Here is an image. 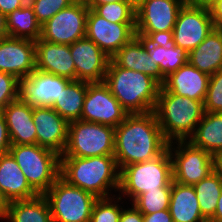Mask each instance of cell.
I'll return each mask as SVG.
<instances>
[{
	"instance_id": "52a82bcc",
	"label": "cell",
	"mask_w": 222,
	"mask_h": 222,
	"mask_svg": "<svg viewBox=\"0 0 222 222\" xmlns=\"http://www.w3.org/2000/svg\"><path fill=\"white\" fill-rule=\"evenodd\" d=\"M115 128L76 120L69 122L68 142L61 157L114 155Z\"/></svg>"
},
{
	"instance_id": "9a60e30c",
	"label": "cell",
	"mask_w": 222,
	"mask_h": 222,
	"mask_svg": "<svg viewBox=\"0 0 222 222\" xmlns=\"http://www.w3.org/2000/svg\"><path fill=\"white\" fill-rule=\"evenodd\" d=\"M72 80L34 70L28 77L19 79V99L27 102L32 107H52Z\"/></svg>"
},
{
	"instance_id": "ab89813d",
	"label": "cell",
	"mask_w": 222,
	"mask_h": 222,
	"mask_svg": "<svg viewBox=\"0 0 222 222\" xmlns=\"http://www.w3.org/2000/svg\"><path fill=\"white\" fill-rule=\"evenodd\" d=\"M127 207V208H126ZM122 209L119 222H143V214L131 203Z\"/></svg>"
},
{
	"instance_id": "8992f818",
	"label": "cell",
	"mask_w": 222,
	"mask_h": 222,
	"mask_svg": "<svg viewBox=\"0 0 222 222\" xmlns=\"http://www.w3.org/2000/svg\"><path fill=\"white\" fill-rule=\"evenodd\" d=\"M9 152L39 195H44L60 177L61 156L48 148L38 144H11Z\"/></svg>"
},
{
	"instance_id": "7dc6e473",
	"label": "cell",
	"mask_w": 222,
	"mask_h": 222,
	"mask_svg": "<svg viewBox=\"0 0 222 222\" xmlns=\"http://www.w3.org/2000/svg\"><path fill=\"white\" fill-rule=\"evenodd\" d=\"M8 36L6 28V16L0 12V40Z\"/></svg>"
},
{
	"instance_id": "5bb4252c",
	"label": "cell",
	"mask_w": 222,
	"mask_h": 222,
	"mask_svg": "<svg viewBox=\"0 0 222 222\" xmlns=\"http://www.w3.org/2000/svg\"><path fill=\"white\" fill-rule=\"evenodd\" d=\"M135 36V23H111L89 8L86 37L110 58Z\"/></svg>"
},
{
	"instance_id": "f907efd6",
	"label": "cell",
	"mask_w": 222,
	"mask_h": 222,
	"mask_svg": "<svg viewBox=\"0 0 222 222\" xmlns=\"http://www.w3.org/2000/svg\"><path fill=\"white\" fill-rule=\"evenodd\" d=\"M214 0H196L194 3L198 5L208 6Z\"/></svg>"
},
{
	"instance_id": "3957f363",
	"label": "cell",
	"mask_w": 222,
	"mask_h": 222,
	"mask_svg": "<svg viewBox=\"0 0 222 222\" xmlns=\"http://www.w3.org/2000/svg\"><path fill=\"white\" fill-rule=\"evenodd\" d=\"M103 82L128 114L154 111L161 85L149 75L119 67L110 59Z\"/></svg>"
},
{
	"instance_id": "83f0119b",
	"label": "cell",
	"mask_w": 222,
	"mask_h": 222,
	"mask_svg": "<svg viewBox=\"0 0 222 222\" xmlns=\"http://www.w3.org/2000/svg\"><path fill=\"white\" fill-rule=\"evenodd\" d=\"M87 82L72 80L54 101L52 108L68 122L81 120Z\"/></svg>"
},
{
	"instance_id": "f35d334b",
	"label": "cell",
	"mask_w": 222,
	"mask_h": 222,
	"mask_svg": "<svg viewBox=\"0 0 222 222\" xmlns=\"http://www.w3.org/2000/svg\"><path fill=\"white\" fill-rule=\"evenodd\" d=\"M11 139L6 125V120L2 112H0V156L9 152Z\"/></svg>"
},
{
	"instance_id": "d6a6232c",
	"label": "cell",
	"mask_w": 222,
	"mask_h": 222,
	"mask_svg": "<svg viewBox=\"0 0 222 222\" xmlns=\"http://www.w3.org/2000/svg\"><path fill=\"white\" fill-rule=\"evenodd\" d=\"M88 6L111 23H135V10L124 0Z\"/></svg>"
},
{
	"instance_id": "ac0fdd59",
	"label": "cell",
	"mask_w": 222,
	"mask_h": 222,
	"mask_svg": "<svg viewBox=\"0 0 222 222\" xmlns=\"http://www.w3.org/2000/svg\"><path fill=\"white\" fill-rule=\"evenodd\" d=\"M32 118L36 128V144L61 156L68 142L69 122L52 107H33Z\"/></svg>"
},
{
	"instance_id": "816d5d0a",
	"label": "cell",
	"mask_w": 222,
	"mask_h": 222,
	"mask_svg": "<svg viewBox=\"0 0 222 222\" xmlns=\"http://www.w3.org/2000/svg\"><path fill=\"white\" fill-rule=\"evenodd\" d=\"M73 3H80L84 5H89L92 0H71Z\"/></svg>"
},
{
	"instance_id": "484cf974",
	"label": "cell",
	"mask_w": 222,
	"mask_h": 222,
	"mask_svg": "<svg viewBox=\"0 0 222 222\" xmlns=\"http://www.w3.org/2000/svg\"><path fill=\"white\" fill-rule=\"evenodd\" d=\"M4 222H53L49 203L44 195L8 203Z\"/></svg>"
},
{
	"instance_id": "f5cc1de1",
	"label": "cell",
	"mask_w": 222,
	"mask_h": 222,
	"mask_svg": "<svg viewBox=\"0 0 222 222\" xmlns=\"http://www.w3.org/2000/svg\"><path fill=\"white\" fill-rule=\"evenodd\" d=\"M184 1H185L186 3H187V2H193V3H194L196 0H184Z\"/></svg>"
},
{
	"instance_id": "30bf717a",
	"label": "cell",
	"mask_w": 222,
	"mask_h": 222,
	"mask_svg": "<svg viewBox=\"0 0 222 222\" xmlns=\"http://www.w3.org/2000/svg\"><path fill=\"white\" fill-rule=\"evenodd\" d=\"M172 158L173 181L194 185L213 171L212 155L189 140H175L167 146Z\"/></svg>"
},
{
	"instance_id": "e0dca14e",
	"label": "cell",
	"mask_w": 222,
	"mask_h": 222,
	"mask_svg": "<svg viewBox=\"0 0 222 222\" xmlns=\"http://www.w3.org/2000/svg\"><path fill=\"white\" fill-rule=\"evenodd\" d=\"M69 46L76 68V80L88 83L103 82L111 58L87 37Z\"/></svg>"
},
{
	"instance_id": "6da1fadb",
	"label": "cell",
	"mask_w": 222,
	"mask_h": 222,
	"mask_svg": "<svg viewBox=\"0 0 222 222\" xmlns=\"http://www.w3.org/2000/svg\"><path fill=\"white\" fill-rule=\"evenodd\" d=\"M154 111L128 114L115 128L114 157L119 169L152 160L168 146Z\"/></svg>"
},
{
	"instance_id": "c3c4849f",
	"label": "cell",
	"mask_w": 222,
	"mask_h": 222,
	"mask_svg": "<svg viewBox=\"0 0 222 222\" xmlns=\"http://www.w3.org/2000/svg\"><path fill=\"white\" fill-rule=\"evenodd\" d=\"M135 11L145 2V0H124Z\"/></svg>"
},
{
	"instance_id": "74e56055",
	"label": "cell",
	"mask_w": 222,
	"mask_h": 222,
	"mask_svg": "<svg viewBox=\"0 0 222 222\" xmlns=\"http://www.w3.org/2000/svg\"><path fill=\"white\" fill-rule=\"evenodd\" d=\"M148 54L154 59L157 66L164 59V39H146Z\"/></svg>"
},
{
	"instance_id": "9c48e42d",
	"label": "cell",
	"mask_w": 222,
	"mask_h": 222,
	"mask_svg": "<svg viewBox=\"0 0 222 222\" xmlns=\"http://www.w3.org/2000/svg\"><path fill=\"white\" fill-rule=\"evenodd\" d=\"M184 0H145L135 11L136 36L145 39H168Z\"/></svg>"
},
{
	"instance_id": "836d02e7",
	"label": "cell",
	"mask_w": 222,
	"mask_h": 222,
	"mask_svg": "<svg viewBox=\"0 0 222 222\" xmlns=\"http://www.w3.org/2000/svg\"><path fill=\"white\" fill-rule=\"evenodd\" d=\"M187 55L183 49L173 45L169 39H164V59L158 66L160 74L165 79L187 62Z\"/></svg>"
},
{
	"instance_id": "8d00e7d4",
	"label": "cell",
	"mask_w": 222,
	"mask_h": 222,
	"mask_svg": "<svg viewBox=\"0 0 222 222\" xmlns=\"http://www.w3.org/2000/svg\"><path fill=\"white\" fill-rule=\"evenodd\" d=\"M19 79L0 71V112L5 106L19 98Z\"/></svg>"
},
{
	"instance_id": "7a4b0ae2",
	"label": "cell",
	"mask_w": 222,
	"mask_h": 222,
	"mask_svg": "<svg viewBox=\"0 0 222 222\" xmlns=\"http://www.w3.org/2000/svg\"><path fill=\"white\" fill-rule=\"evenodd\" d=\"M60 177L97 198L117 195L120 185V169L114 155L60 157Z\"/></svg>"
},
{
	"instance_id": "60d3db41",
	"label": "cell",
	"mask_w": 222,
	"mask_h": 222,
	"mask_svg": "<svg viewBox=\"0 0 222 222\" xmlns=\"http://www.w3.org/2000/svg\"><path fill=\"white\" fill-rule=\"evenodd\" d=\"M216 29H222V0H214L208 5Z\"/></svg>"
},
{
	"instance_id": "7bdbcfd3",
	"label": "cell",
	"mask_w": 222,
	"mask_h": 222,
	"mask_svg": "<svg viewBox=\"0 0 222 222\" xmlns=\"http://www.w3.org/2000/svg\"><path fill=\"white\" fill-rule=\"evenodd\" d=\"M143 222H173L169 209L143 215Z\"/></svg>"
},
{
	"instance_id": "ffe728a7",
	"label": "cell",
	"mask_w": 222,
	"mask_h": 222,
	"mask_svg": "<svg viewBox=\"0 0 222 222\" xmlns=\"http://www.w3.org/2000/svg\"><path fill=\"white\" fill-rule=\"evenodd\" d=\"M209 77L187 61L168 75L162 86L173 94L204 102Z\"/></svg>"
},
{
	"instance_id": "b9f144b4",
	"label": "cell",
	"mask_w": 222,
	"mask_h": 222,
	"mask_svg": "<svg viewBox=\"0 0 222 222\" xmlns=\"http://www.w3.org/2000/svg\"><path fill=\"white\" fill-rule=\"evenodd\" d=\"M28 0H0V12L7 16L16 9L23 7Z\"/></svg>"
},
{
	"instance_id": "277c9868",
	"label": "cell",
	"mask_w": 222,
	"mask_h": 222,
	"mask_svg": "<svg viewBox=\"0 0 222 222\" xmlns=\"http://www.w3.org/2000/svg\"><path fill=\"white\" fill-rule=\"evenodd\" d=\"M154 113L164 138L172 142L188 140L205 111L203 101L173 94L161 86Z\"/></svg>"
},
{
	"instance_id": "603a6c76",
	"label": "cell",
	"mask_w": 222,
	"mask_h": 222,
	"mask_svg": "<svg viewBox=\"0 0 222 222\" xmlns=\"http://www.w3.org/2000/svg\"><path fill=\"white\" fill-rule=\"evenodd\" d=\"M0 192L9 203L39 195L28 183L10 152L0 156Z\"/></svg>"
},
{
	"instance_id": "cb8c5ba5",
	"label": "cell",
	"mask_w": 222,
	"mask_h": 222,
	"mask_svg": "<svg viewBox=\"0 0 222 222\" xmlns=\"http://www.w3.org/2000/svg\"><path fill=\"white\" fill-rule=\"evenodd\" d=\"M187 61L201 72L213 75L222 69V29L210 34L187 55Z\"/></svg>"
},
{
	"instance_id": "681fc988",
	"label": "cell",
	"mask_w": 222,
	"mask_h": 222,
	"mask_svg": "<svg viewBox=\"0 0 222 222\" xmlns=\"http://www.w3.org/2000/svg\"><path fill=\"white\" fill-rule=\"evenodd\" d=\"M122 0H92L90 4H105L110 2H117Z\"/></svg>"
},
{
	"instance_id": "8fae6325",
	"label": "cell",
	"mask_w": 222,
	"mask_h": 222,
	"mask_svg": "<svg viewBox=\"0 0 222 222\" xmlns=\"http://www.w3.org/2000/svg\"><path fill=\"white\" fill-rule=\"evenodd\" d=\"M208 6L187 2L179 10L170 42L186 53L195 49L214 29Z\"/></svg>"
},
{
	"instance_id": "ee69618b",
	"label": "cell",
	"mask_w": 222,
	"mask_h": 222,
	"mask_svg": "<svg viewBox=\"0 0 222 222\" xmlns=\"http://www.w3.org/2000/svg\"><path fill=\"white\" fill-rule=\"evenodd\" d=\"M213 171L222 178V150L215 153L213 156Z\"/></svg>"
},
{
	"instance_id": "2e32d148",
	"label": "cell",
	"mask_w": 222,
	"mask_h": 222,
	"mask_svg": "<svg viewBox=\"0 0 222 222\" xmlns=\"http://www.w3.org/2000/svg\"><path fill=\"white\" fill-rule=\"evenodd\" d=\"M36 69L35 41L6 36L0 40V71L17 79L28 77Z\"/></svg>"
},
{
	"instance_id": "f1b7e54d",
	"label": "cell",
	"mask_w": 222,
	"mask_h": 222,
	"mask_svg": "<svg viewBox=\"0 0 222 222\" xmlns=\"http://www.w3.org/2000/svg\"><path fill=\"white\" fill-rule=\"evenodd\" d=\"M6 28L11 37L36 41L41 36V24L28 2L6 16Z\"/></svg>"
},
{
	"instance_id": "44dd1931",
	"label": "cell",
	"mask_w": 222,
	"mask_h": 222,
	"mask_svg": "<svg viewBox=\"0 0 222 222\" xmlns=\"http://www.w3.org/2000/svg\"><path fill=\"white\" fill-rule=\"evenodd\" d=\"M111 60L119 67L142 72L155 79L161 86L164 84L165 79L154 59L148 54L145 38L135 36Z\"/></svg>"
},
{
	"instance_id": "ba28073f",
	"label": "cell",
	"mask_w": 222,
	"mask_h": 222,
	"mask_svg": "<svg viewBox=\"0 0 222 222\" xmlns=\"http://www.w3.org/2000/svg\"><path fill=\"white\" fill-rule=\"evenodd\" d=\"M53 222H90L95 201L94 194L70 185L59 177L44 194Z\"/></svg>"
},
{
	"instance_id": "d6986e66",
	"label": "cell",
	"mask_w": 222,
	"mask_h": 222,
	"mask_svg": "<svg viewBox=\"0 0 222 222\" xmlns=\"http://www.w3.org/2000/svg\"><path fill=\"white\" fill-rule=\"evenodd\" d=\"M36 70L76 80V68L67 44H57L42 39L35 41Z\"/></svg>"
},
{
	"instance_id": "5b68a950",
	"label": "cell",
	"mask_w": 222,
	"mask_h": 222,
	"mask_svg": "<svg viewBox=\"0 0 222 222\" xmlns=\"http://www.w3.org/2000/svg\"><path fill=\"white\" fill-rule=\"evenodd\" d=\"M172 180V158L167 148L152 160L124 166L120 170L118 195L131 204L146 191L172 188Z\"/></svg>"
},
{
	"instance_id": "7c38bea8",
	"label": "cell",
	"mask_w": 222,
	"mask_h": 222,
	"mask_svg": "<svg viewBox=\"0 0 222 222\" xmlns=\"http://www.w3.org/2000/svg\"><path fill=\"white\" fill-rule=\"evenodd\" d=\"M89 6L72 3L41 25L40 39L70 45L86 37Z\"/></svg>"
},
{
	"instance_id": "7402d4cb",
	"label": "cell",
	"mask_w": 222,
	"mask_h": 222,
	"mask_svg": "<svg viewBox=\"0 0 222 222\" xmlns=\"http://www.w3.org/2000/svg\"><path fill=\"white\" fill-rule=\"evenodd\" d=\"M8 127L11 144H36L33 107L19 98L10 102L2 111Z\"/></svg>"
},
{
	"instance_id": "bcb514c9",
	"label": "cell",
	"mask_w": 222,
	"mask_h": 222,
	"mask_svg": "<svg viewBox=\"0 0 222 222\" xmlns=\"http://www.w3.org/2000/svg\"><path fill=\"white\" fill-rule=\"evenodd\" d=\"M8 208V202L4 199L3 195L0 192V220L4 221L6 218Z\"/></svg>"
},
{
	"instance_id": "f546056e",
	"label": "cell",
	"mask_w": 222,
	"mask_h": 222,
	"mask_svg": "<svg viewBox=\"0 0 222 222\" xmlns=\"http://www.w3.org/2000/svg\"><path fill=\"white\" fill-rule=\"evenodd\" d=\"M199 208L208 221L215 213L218 199L222 193V178L212 171L206 178L193 185Z\"/></svg>"
},
{
	"instance_id": "d590c367",
	"label": "cell",
	"mask_w": 222,
	"mask_h": 222,
	"mask_svg": "<svg viewBox=\"0 0 222 222\" xmlns=\"http://www.w3.org/2000/svg\"><path fill=\"white\" fill-rule=\"evenodd\" d=\"M33 9L37 21L43 25L52 18L56 13L70 6L71 0H28Z\"/></svg>"
},
{
	"instance_id": "d4e9b609",
	"label": "cell",
	"mask_w": 222,
	"mask_h": 222,
	"mask_svg": "<svg viewBox=\"0 0 222 222\" xmlns=\"http://www.w3.org/2000/svg\"><path fill=\"white\" fill-rule=\"evenodd\" d=\"M169 211L173 222H208L201 214L193 185L172 180Z\"/></svg>"
},
{
	"instance_id": "4fadbf2b",
	"label": "cell",
	"mask_w": 222,
	"mask_h": 222,
	"mask_svg": "<svg viewBox=\"0 0 222 222\" xmlns=\"http://www.w3.org/2000/svg\"><path fill=\"white\" fill-rule=\"evenodd\" d=\"M127 115L104 82H87L81 120L116 128Z\"/></svg>"
},
{
	"instance_id": "f6af8a7d",
	"label": "cell",
	"mask_w": 222,
	"mask_h": 222,
	"mask_svg": "<svg viewBox=\"0 0 222 222\" xmlns=\"http://www.w3.org/2000/svg\"><path fill=\"white\" fill-rule=\"evenodd\" d=\"M208 222H222V193L218 199L216 211Z\"/></svg>"
},
{
	"instance_id": "1f68e13d",
	"label": "cell",
	"mask_w": 222,
	"mask_h": 222,
	"mask_svg": "<svg viewBox=\"0 0 222 222\" xmlns=\"http://www.w3.org/2000/svg\"><path fill=\"white\" fill-rule=\"evenodd\" d=\"M122 199L118 194L98 198L93 205L90 222H119L120 214L125 207V200Z\"/></svg>"
},
{
	"instance_id": "4dcf8cb0",
	"label": "cell",
	"mask_w": 222,
	"mask_h": 222,
	"mask_svg": "<svg viewBox=\"0 0 222 222\" xmlns=\"http://www.w3.org/2000/svg\"><path fill=\"white\" fill-rule=\"evenodd\" d=\"M171 188H158L140 194L132 204L143 214L169 209Z\"/></svg>"
},
{
	"instance_id": "e575fe53",
	"label": "cell",
	"mask_w": 222,
	"mask_h": 222,
	"mask_svg": "<svg viewBox=\"0 0 222 222\" xmlns=\"http://www.w3.org/2000/svg\"><path fill=\"white\" fill-rule=\"evenodd\" d=\"M203 103L205 112L222 113V69L210 75Z\"/></svg>"
},
{
	"instance_id": "4316f807",
	"label": "cell",
	"mask_w": 222,
	"mask_h": 222,
	"mask_svg": "<svg viewBox=\"0 0 222 222\" xmlns=\"http://www.w3.org/2000/svg\"><path fill=\"white\" fill-rule=\"evenodd\" d=\"M212 156L222 150V113L205 112L194 134L188 139Z\"/></svg>"
}]
</instances>
